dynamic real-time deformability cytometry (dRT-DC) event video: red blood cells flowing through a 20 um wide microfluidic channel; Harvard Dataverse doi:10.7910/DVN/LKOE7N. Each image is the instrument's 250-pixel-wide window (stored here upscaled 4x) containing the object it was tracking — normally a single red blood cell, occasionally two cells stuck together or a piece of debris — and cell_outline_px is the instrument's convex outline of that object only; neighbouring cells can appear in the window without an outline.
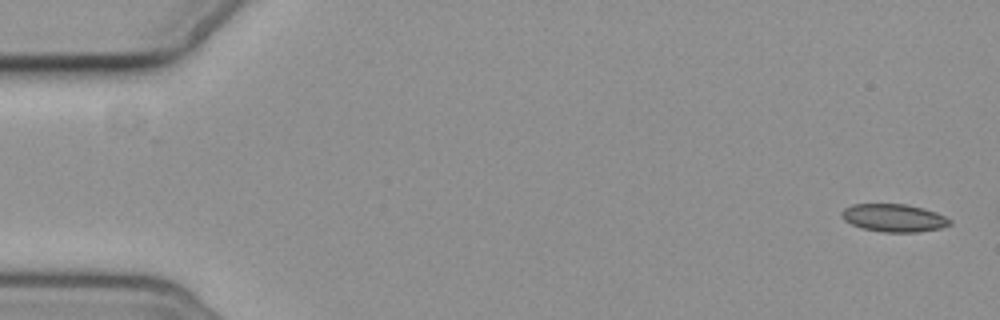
{"species": "common noctule bat (a hibernating species)", "species_latin": "Nyctalus noctula", "temperature_condition": "cold", "stored_images_in_passage": 6, "camera_frame_rate_fps": 3000, "um_per_image_px": 0.085, "animal": {"sex": "female", "body_mass_g": 19.3, "forearm_length_mm": 54.1}, "frame": {"image": 1, "passage_image": 1, "time_ms": 0.0, "image_size_px": [1000, 320], "cell_outline_px": [[952, 224], [940, 228], [916, 232], [884, 232], [864, 228], [852, 224], [844, 220], [840, 212], [844, 208], [852, 204], [904, 204], [924, 208], [936, 212], [952, 220]], "centroid_in_image_um": [75.99, 18.51], "position_along_channel_um": 9.0, "area_um2": 17.46}}
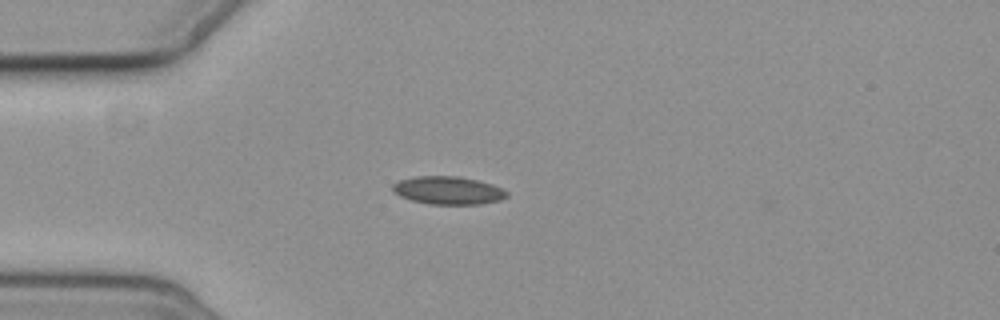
{"frame": {"image": 2, "passage_image": 5, "time_ms": 4.667, "image_size_px": [1000, 320], "cell_outline_px": [[508, 196], [500, 200], [480, 204], [432, 204], [412, 200], [400, 196], [392, 192], [392, 184], [400, 180], [416, 176], [456, 176], [476, 180], [492, 184], [508, 192]], "centroid_in_image_um": [38.07, 16.18], "position_along_channel_um": 46.9, "area_um2": 18.5}}
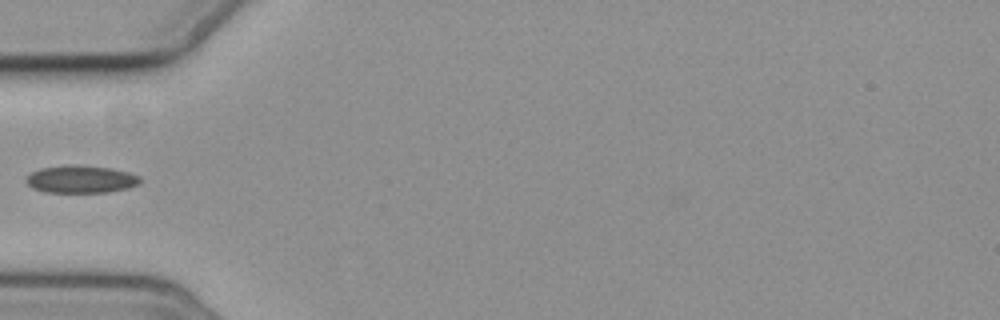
{"frame": {"image": 3, "passage_image": 6, "time_ms": 6.0, "image_size_px": [1000, 320], "cell_outline_px": [[140, 184], [128, 188], [108, 192], [44, 192], [32, 188], [24, 180], [32, 172], [40, 168], [72, 164], [108, 168], [128, 172], [140, 176]], "centroid_in_image_um": [6.87, 15.24], "position_along_channel_um": 78.1, "area_um2": 18.26}}